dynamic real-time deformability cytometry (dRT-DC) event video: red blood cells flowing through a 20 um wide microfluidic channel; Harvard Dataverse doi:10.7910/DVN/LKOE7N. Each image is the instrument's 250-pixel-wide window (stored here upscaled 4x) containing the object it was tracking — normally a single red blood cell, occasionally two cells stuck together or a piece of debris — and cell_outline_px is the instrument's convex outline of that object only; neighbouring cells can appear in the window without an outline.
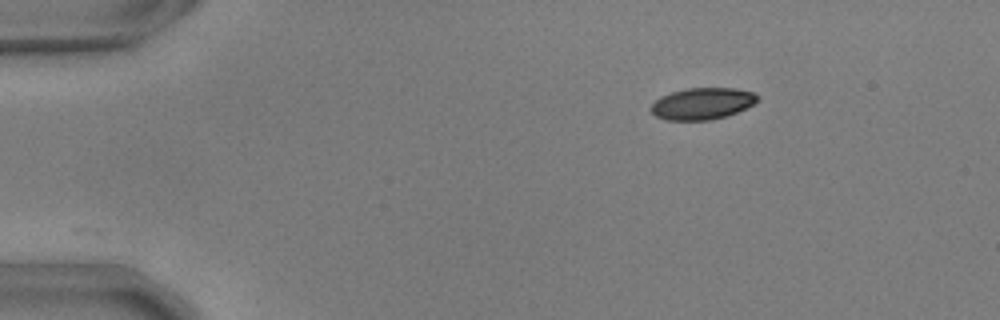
{"species": "common noctule bat (a hibernating species)", "species_latin": "Nyctalus noctula", "temperature_condition": "warm", "stored_images_in_passage": 47, "camera_frame_rate_fps": 3000, "um_per_image_px": 0.085, "animal": {"sex": "male", "body_mass_g": 17.9, "forearm_length_mm": 54.2}, "frame": {"image": 1, "passage_image": 1, "time_ms": 0.0, "image_size_px": [1000, 320], "cell_outline_px": [[760, 100], [736, 112], [712, 120], [668, 120], [656, 116], [648, 108], [660, 96], [672, 92], [688, 88], [736, 88], [752, 92], [760, 96]], "centroid_in_image_um": [59.69, 8.8], "position_along_channel_um": 25.3, "area_um2": 19.59}}
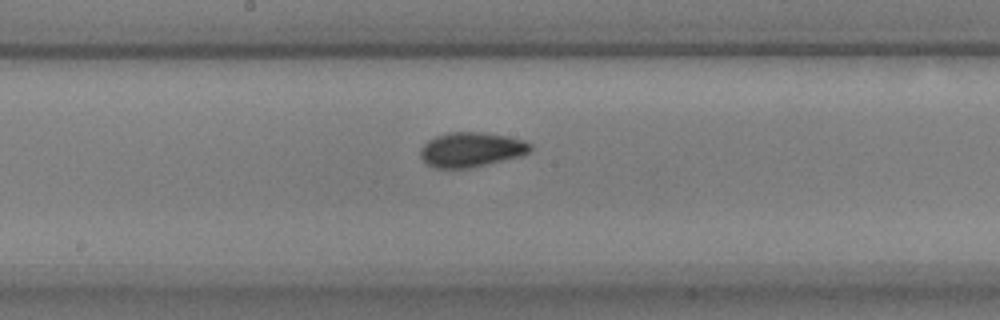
{"frame": {"image": 2, "passage_image": 22, "time_ms": 7.0, "image_size_px": [1000, 320], "cell_outline_px": [[532, 148], [528, 152], [520, 156], [468, 168], [436, 168], [428, 164], [420, 156], [420, 148], [428, 140], [436, 136], [448, 132], [480, 132], [508, 136], [524, 140], [532, 144]], "centroid_in_image_um": [40.05, 12.7], "position_along_channel_um": 208.2, "area_um2": 22.08}}
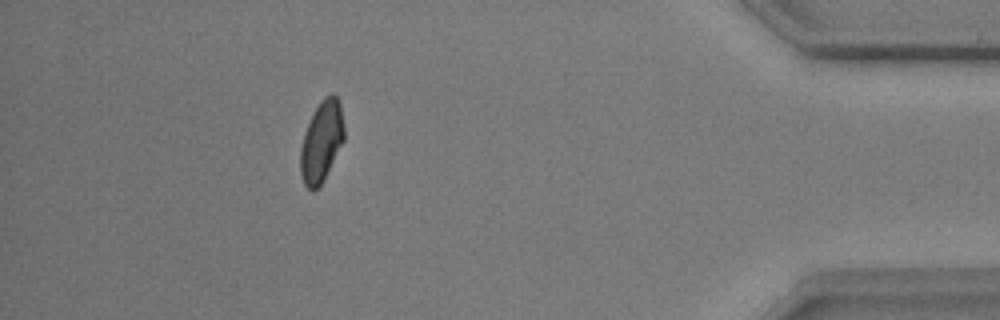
{"frame": {"image": 3, "passage_image": 42, "time_ms": 13.667, "image_size_px": [1000, 320], "cell_outline_px": [[344, 140], [324, 180], [312, 192], [304, 184], [300, 172], [300, 148], [304, 132], [312, 112], [320, 100], [324, 96], [332, 92], [336, 96], [340, 104], [344, 124]], "centroid_in_image_um": [27.32, 12.0], "position_along_channel_um": 407.9, "area_um2": 20.87}, "authors_computed_cell_mechanics": {"area_um2": 20.9814, "velocity_mm_per_s": 3.6916, "shape_relaxation_time_tau1_ms": 3.9425, "shape_relaxation_time_tau2_ms": 2.202, "deformation_change_tau1": 0.129, "deformation_change_tau2": 0.0492}}